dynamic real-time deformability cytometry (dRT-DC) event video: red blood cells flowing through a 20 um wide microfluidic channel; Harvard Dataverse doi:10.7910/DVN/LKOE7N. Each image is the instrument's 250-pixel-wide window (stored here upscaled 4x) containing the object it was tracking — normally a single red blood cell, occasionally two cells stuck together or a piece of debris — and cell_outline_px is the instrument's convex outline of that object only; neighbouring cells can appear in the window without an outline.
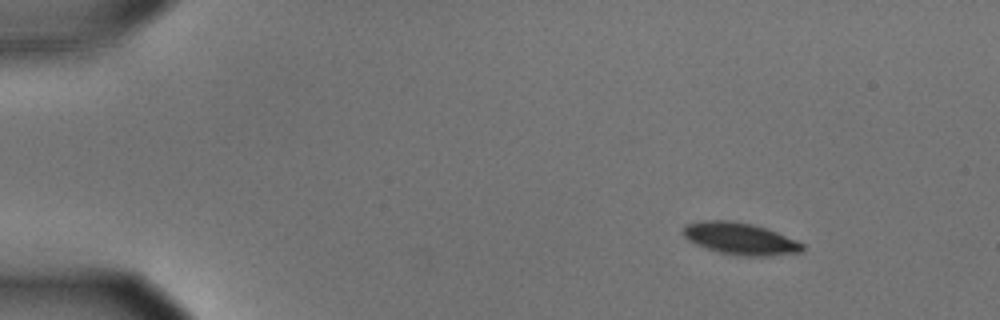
{"species": "common noctule bat (a hibernating species)", "species_latin": "Nyctalus noctula", "temperature_condition": "cold", "stored_images_in_passage": 12, "camera_frame_rate_fps": 3000, "um_per_image_px": 0.085, "animal": {"sex": "male", "body_mass_g": 15.6}, "frame": {"image": 1, "passage_image": 1, "time_ms": 0.0, "image_size_px": [1000, 320], "cell_outline_px": [[804, 252], [768, 256], [748, 256], [720, 252], [696, 244], [688, 240], [680, 232], [684, 224], [700, 220], [732, 220], [752, 224], [776, 232], [796, 240], [804, 244]], "centroid_in_image_um": [62.88, 20.27], "position_along_channel_um": 22.1, "area_um2": 22.25}}
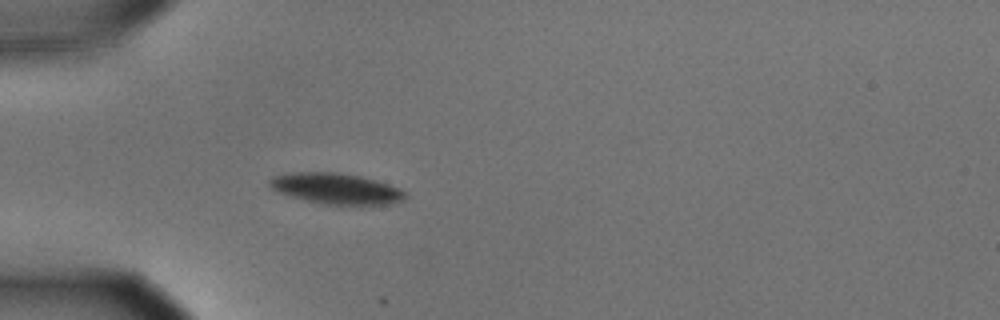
{"frame": {"image": 2, "passage_image": 11, "time_ms": 3.333, "image_size_px": [1000, 320], "cell_outline_px": [[408, 196], [404, 200], [392, 204], [360, 208], [324, 204], [304, 200], [280, 192], [272, 188], [268, 184], [268, 180], [272, 176], [288, 172], [336, 172], [360, 176], [376, 180], [400, 188]], "centroid_in_image_um": [28.64, 16.07], "position_along_channel_um": 56.4, "area_um2": 25.32}}